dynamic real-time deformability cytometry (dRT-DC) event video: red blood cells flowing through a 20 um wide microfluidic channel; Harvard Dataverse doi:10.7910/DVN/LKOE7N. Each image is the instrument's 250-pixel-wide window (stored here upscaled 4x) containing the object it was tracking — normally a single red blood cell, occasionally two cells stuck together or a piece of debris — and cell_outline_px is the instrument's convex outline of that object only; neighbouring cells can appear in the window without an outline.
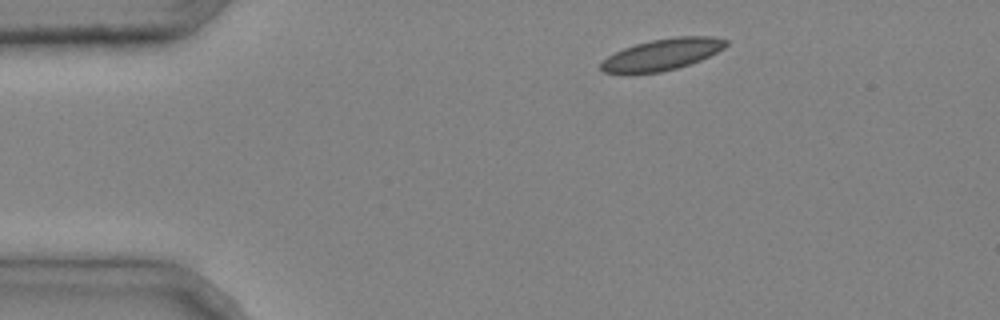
{"species": "common noctule bat (a hibernating species)", "species_latin": "Nyctalus noctula", "temperature_condition": "cold", "stored_images_in_passage": 3, "camera_frame_rate_fps": 3000, "um_per_image_px": 0.085, "animal": {"sex": "male", "body_mass_g": 20.4}, "frame": {"image": 1, "passage_image": 1, "time_ms": 0.0, "image_size_px": [1000, 320], "cell_outline_px": [[728, 44], [724, 48], [700, 60], [676, 68], [660, 72], [604, 72], [600, 68], [600, 64], [608, 56], [624, 48], [636, 44], [652, 40], [676, 36], [712, 36], [728, 40]], "centroid_in_image_um": [56.33, 4.6], "position_along_channel_um": 28.7, "area_um2": 22.37}}